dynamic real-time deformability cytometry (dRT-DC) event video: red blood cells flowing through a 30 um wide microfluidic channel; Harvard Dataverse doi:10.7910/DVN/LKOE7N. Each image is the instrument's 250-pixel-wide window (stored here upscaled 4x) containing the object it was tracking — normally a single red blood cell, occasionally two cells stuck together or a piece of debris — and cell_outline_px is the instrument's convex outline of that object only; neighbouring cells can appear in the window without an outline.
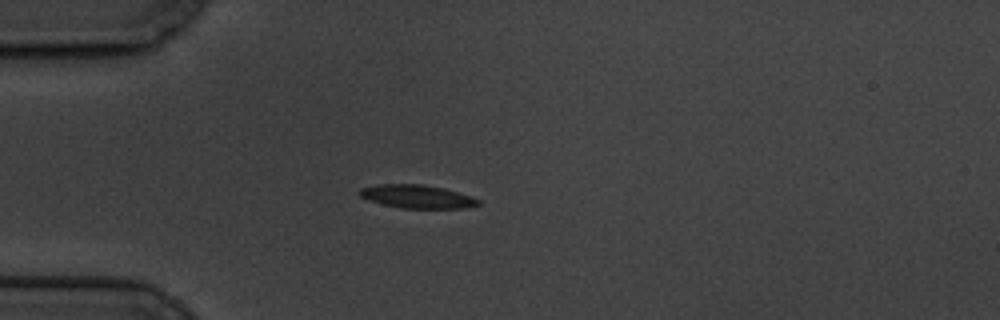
{"species": "common noctule bat (a hibernating species)", "species_latin": "Nyctalus noctula", "temperature_condition": "cold", "stored_images_in_passage": 5, "camera_frame_rate_fps": 3000, "um_per_image_px": 0.085, "animal": {"sex": "male", "body_mass_g": 19.5, "forearm_length_mm": 54.6}, "frame": {"image": 1, "passage_image": 4, "time_ms": 3.667, "image_size_px": [1000, 320], "cell_outline_px": [[480, 204], [464, 208], [400, 208], [368, 200], [360, 196], [356, 192], [360, 188], [380, 184], [424, 184], [444, 188], [472, 196], [480, 200]], "centroid_in_image_um": [35.44, 16.7], "position_along_channel_um": 49.6, "area_um2": 16.18}}